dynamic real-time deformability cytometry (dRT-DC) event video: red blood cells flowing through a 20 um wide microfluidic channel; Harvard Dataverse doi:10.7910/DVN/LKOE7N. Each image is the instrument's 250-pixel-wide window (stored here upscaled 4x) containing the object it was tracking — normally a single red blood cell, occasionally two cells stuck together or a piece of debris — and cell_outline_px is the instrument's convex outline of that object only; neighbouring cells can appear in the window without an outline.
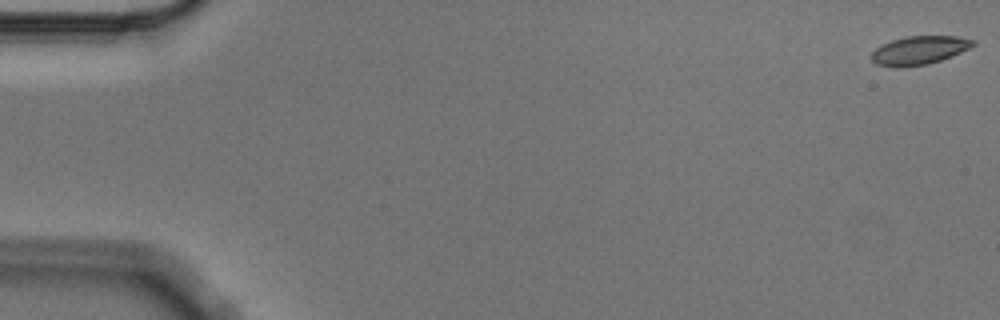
{"species": "Egyptian fruit bat (a non-hibernating species)", "species_latin": "Rousettus aegyptiacus", "temperature_condition": "cold", "stored_images_in_passage": 3, "camera_frame_rate_fps": 3000, "um_per_image_px": 0.085, "animal": {"sex": "male"}, "frame": {"image": 1, "passage_image": 1, "time_ms": 0.0, "image_size_px": [1000, 320], "cell_outline_px": [[976, 44], [952, 56], [928, 64], [900, 68], [892, 68], [876, 64], [872, 60], [872, 52], [876, 48], [892, 40], [908, 36], [956, 36], [976, 40]], "centroid_in_image_um": [78.13, 4.29], "position_along_channel_um": 6.9, "area_um2": 16.88}}